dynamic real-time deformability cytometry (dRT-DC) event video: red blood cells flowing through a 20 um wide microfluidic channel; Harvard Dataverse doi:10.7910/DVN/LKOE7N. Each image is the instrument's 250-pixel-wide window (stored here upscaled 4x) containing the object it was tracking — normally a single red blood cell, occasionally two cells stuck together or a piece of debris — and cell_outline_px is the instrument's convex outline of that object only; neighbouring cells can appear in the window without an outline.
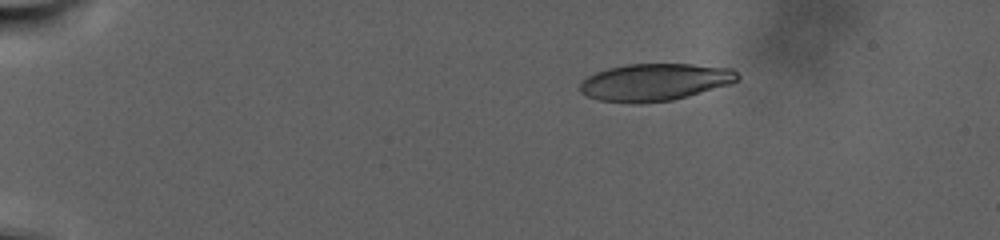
{"species": "human", "species_latin": "Homo sapiens", "temperature_condition": "warm", "stored_images_in_passage": 80, "camera_frame_rate_fps": 3000, "um_per_image_px": 0.085, "donor": {"sex": "male"}, "frame": {"image": 1, "passage_image": 1, "time_ms": 0.0, "image_size_px": [1000, 240], "cell_outline_px": [[740, 76], [736, 80], [728, 84], [688, 96], [672, 100], [632, 104], [600, 100], [588, 96], [580, 92], [580, 80], [596, 72], [608, 68], [628, 64], [692, 64], [732, 68]], "centroid_in_image_um": [55.62, 6.98], "position_along_channel_um": 29.4, "area_um2": 34.1}}
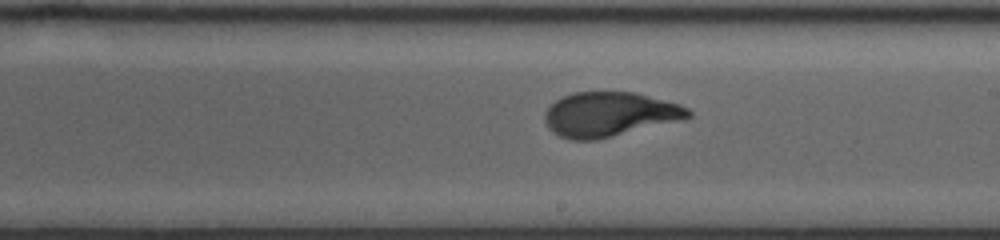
{"frame": {"image": 2, "passage_image": 43, "time_ms": 14.0, "image_size_px": [1000, 240], "cell_outline_px": [[692, 116], [596, 140], [572, 140], [560, 136], [552, 132], [548, 128], [544, 120], [544, 112], [556, 100], [572, 92], [632, 92], [680, 104], [688, 108], [692, 112]], "centroid_in_image_um": [51.74, 9.71], "position_along_channel_um": 237.3, "area_um2": 36.65}}
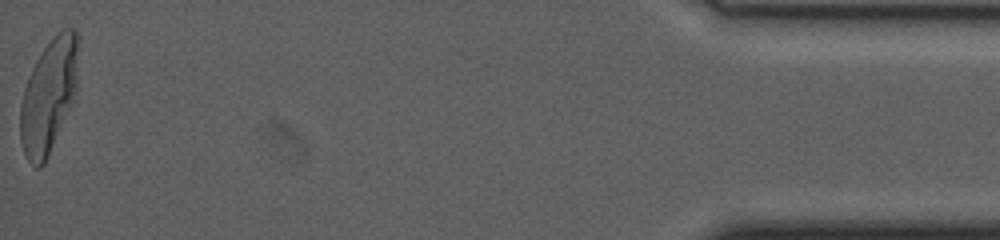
{"frame": {"image": 3, "passage_image": 80, "time_ms": 26.333, "image_size_px": [1000, 240], "cell_outline_px": [[76, 92], [48, 156], [44, 164], [40, 168], [36, 168], [28, 160], [24, 152], [20, 140], [20, 104], [24, 88], [28, 76], [36, 60], [44, 48], [56, 32], [64, 28], [72, 28], [76, 32]], "centroid_in_image_um": [4.09, 8.17], "position_along_channel_um": 431.1, "area_um2": 37.69}, "authors_computed_cell_mechanics": {"area_um2": 36.9053, "velocity_mm_per_s": 2.2278, "shape_relaxation_time_tau1_ms": 8.7722, "shape_relaxation_time_tau2_ms": null, "deformation_change_tau1": 0.2624, "deformation_change_tau2": null}}